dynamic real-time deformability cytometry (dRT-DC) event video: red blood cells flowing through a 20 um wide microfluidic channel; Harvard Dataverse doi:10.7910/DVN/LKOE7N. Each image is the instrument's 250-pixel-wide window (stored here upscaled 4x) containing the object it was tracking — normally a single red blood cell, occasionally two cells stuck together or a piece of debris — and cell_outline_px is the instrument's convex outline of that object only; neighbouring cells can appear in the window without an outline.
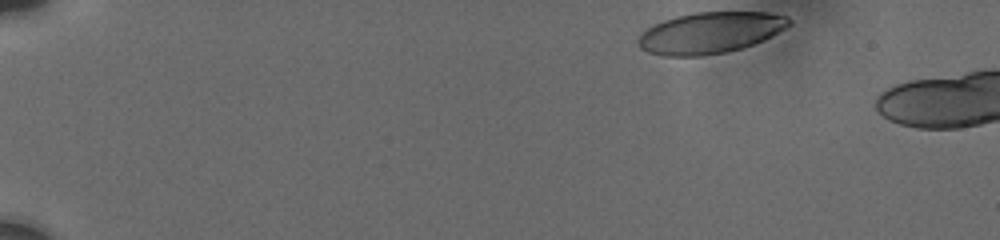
{"species": "human", "species_latin": "Homo sapiens", "temperature_condition": "cold", "stored_images_in_passage": 11, "camera_frame_rate_fps": 3000, "um_per_image_px": 0.085, "donor": {"sex": "male"}, "frame": {"image": 1, "passage_image": 1, "time_ms": 0.0, "image_size_px": [1000, 240], "cell_outline_px": [[792, 24], [752, 44], [728, 52], [704, 56], [664, 56], [648, 52], [640, 48], [640, 36], [652, 24], [676, 16], [696, 12], [768, 12], [788, 16], [792, 20]], "centroid_in_image_um": [60.36, 2.78], "position_along_channel_um": 24.6, "area_um2": 35.95}}